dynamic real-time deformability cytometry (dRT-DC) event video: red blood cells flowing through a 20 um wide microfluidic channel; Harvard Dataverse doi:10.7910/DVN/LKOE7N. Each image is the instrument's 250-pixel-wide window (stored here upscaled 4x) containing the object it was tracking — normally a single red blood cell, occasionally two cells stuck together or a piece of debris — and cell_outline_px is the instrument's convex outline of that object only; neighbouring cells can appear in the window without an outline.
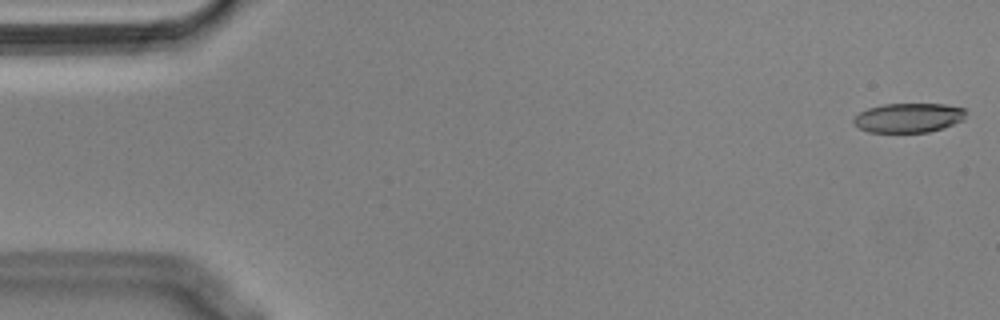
{"species": "Egyptian fruit bat (a non-hibernating species)", "species_latin": "Rousettus aegyptiacus", "temperature_condition": "cold", "stored_images_in_passage": 55, "camera_frame_rate_fps": 3000, "um_per_image_px": 0.085, "animal": {"sex": "male"}, "frame": {"image": 1, "passage_image": 1, "time_ms": 0.0, "image_size_px": [1000, 320], "cell_outline_px": [[964, 120], [928, 132], [868, 132], [852, 124], [852, 120], [860, 112], [868, 108], [884, 104], [944, 104], [964, 108]], "centroid_in_image_um": [77.18, 10.01], "position_along_channel_um": 7.8, "area_um2": 19.07}}
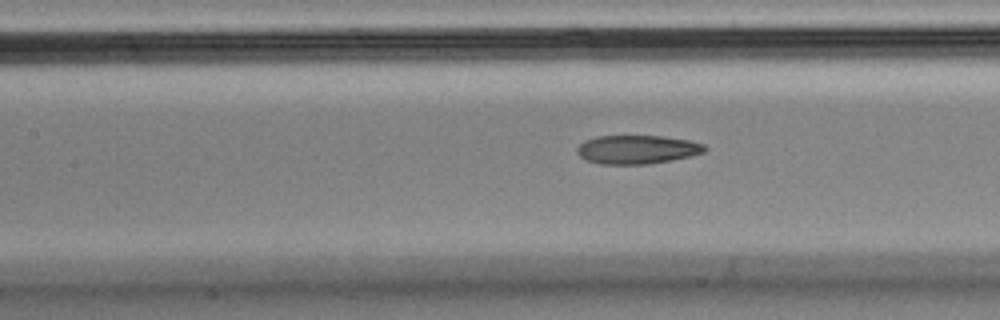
{"frame": {"image": 2, "passage_image": 24, "time_ms": 7.667, "image_size_px": [1000, 320], "cell_outline_px": [[708, 148], [704, 152], [692, 156], [672, 160], [648, 164], [600, 164], [588, 160], [580, 156], [576, 152], [576, 148], [584, 140], [596, 136], [660, 136], [688, 140], [704, 144]], "centroid_in_image_um": [54.16, 12.71], "position_along_channel_um": 153.2, "area_um2": 21.39}}
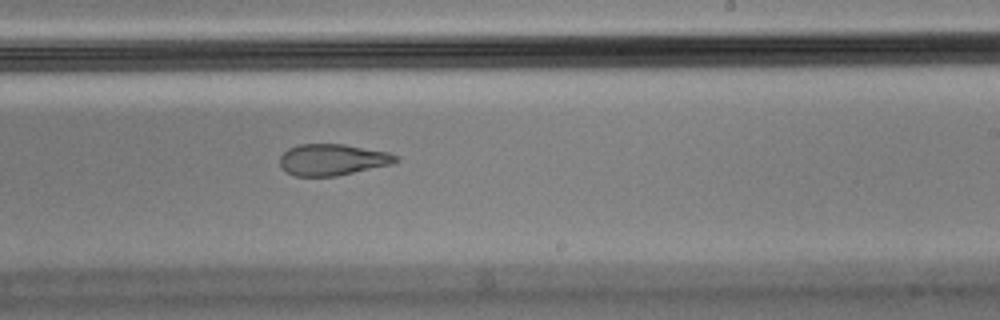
{"frame": {"image": 3, "passage_image": 33, "time_ms": 10.667, "image_size_px": [1000, 320], "cell_outline_px": [[400, 160], [392, 164], [336, 176], [296, 176], [280, 168], [280, 156], [288, 148], [300, 144], [344, 144], [388, 152], [400, 156]], "centroid_in_image_um": [28.28, 13.57], "position_along_channel_um": 260.7, "area_um2": 21.27}, "authors_computed_cell_mechanics": {"area_um2": 21.964, "velocity_mm_per_s": 3.6004, "shape_relaxation_time_tau1_ms": null, "shape_relaxation_time_tau2_ms": 3.0902, "deformation_change_tau1": null, "deformation_change_tau2": 0.1099}}